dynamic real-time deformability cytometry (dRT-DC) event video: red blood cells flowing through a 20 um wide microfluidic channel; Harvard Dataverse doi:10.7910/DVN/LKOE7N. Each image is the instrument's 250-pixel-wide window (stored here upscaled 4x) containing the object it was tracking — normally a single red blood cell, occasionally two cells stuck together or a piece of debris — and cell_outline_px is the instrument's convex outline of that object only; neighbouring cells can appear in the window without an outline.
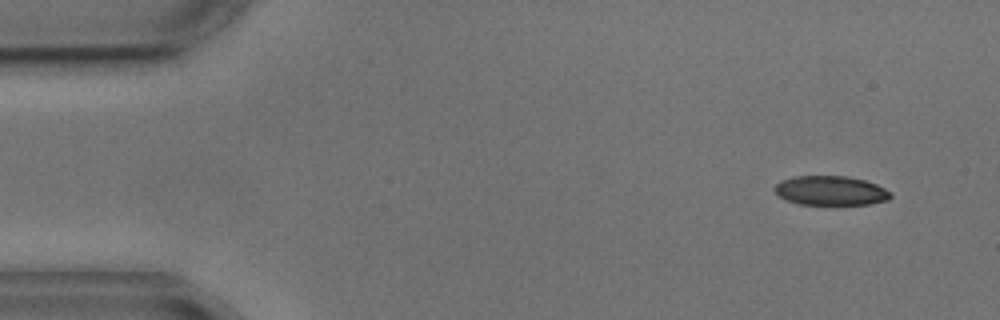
{"species": "common noctule bat (a hibernating species)", "species_latin": "Nyctalus noctula", "temperature_condition": "cold", "stored_images_in_passage": 4, "camera_frame_rate_fps": 3000, "um_per_image_px": 0.085, "animal": {"sex": "male", "body_mass_g": 17.9, "forearm_length_mm": 54.2}, "frame": {"image": 1, "passage_image": 1, "time_ms": 0.0, "image_size_px": [1000, 320], "cell_outline_px": [[892, 196], [888, 200], [868, 204], [800, 204], [784, 200], [772, 188], [780, 180], [792, 176], [844, 176], [864, 180], [876, 184], [892, 192]], "centroid_in_image_um": [70.58, 16.2], "position_along_channel_um": 14.4, "area_um2": 19.88}}
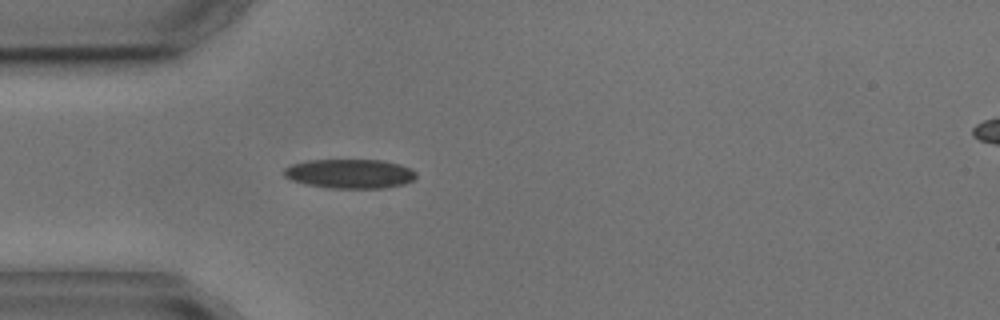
{"frame": {"image": 2, "passage_image": 3, "time_ms": 3.667, "image_size_px": [1000, 320], "cell_outline_px": [[416, 176], [412, 180], [404, 184], [384, 188], [328, 188], [308, 184], [292, 180], [284, 176], [284, 168], [292, 164], [308, 160], [384, 160], [400, 164], [412, 168], [416, 172]], "centroid_in_image_um": [29.77, 14.76], "position_along_channel_um": 55.2, "area_um2": 22.6}}